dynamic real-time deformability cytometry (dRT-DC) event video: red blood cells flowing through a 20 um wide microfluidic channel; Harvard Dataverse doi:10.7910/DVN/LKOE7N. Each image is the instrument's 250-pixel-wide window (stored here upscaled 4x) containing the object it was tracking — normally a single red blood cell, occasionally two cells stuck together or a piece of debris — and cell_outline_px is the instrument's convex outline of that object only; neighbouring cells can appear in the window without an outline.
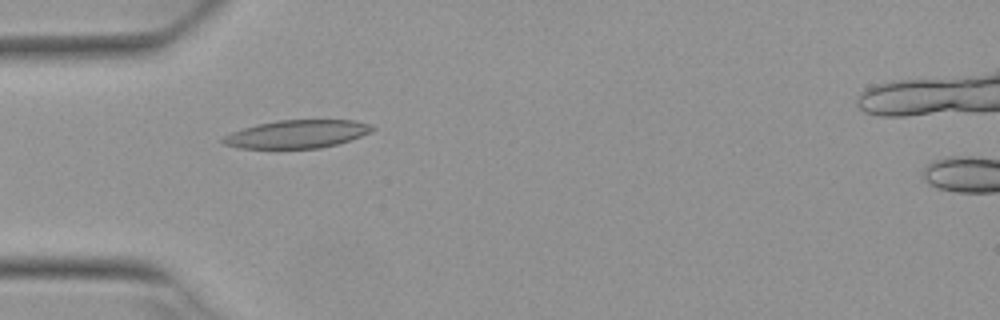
{"species": "Egyptian fruit bat (a non-hibernating species)", "species_latin": "Rousettus aegyptiacus", "temperature_condition": "warm", "stored_images_in_passage": 4, "camera_frame_rate_fps": 3000, "um_per_image_px": 0.085, "animal": {"sex": "female"}, "frame": {"image": 1, "passage_image": 3, "time_ms": 0.667, "image_size_px": [1000, 320], "cell_outline_px": [[376, 128], [372, 132], [336, 144], [320, 148], [240, 148], [224, 144], [220, 140], [224, 136], [232, 132], [256, 124], [276, 120], [352, 120], [372, 124]], "centroid_in_image_um": [25.26, 11.39], "position_along_channel_um": 59.7, "area_um2": 24.33}}
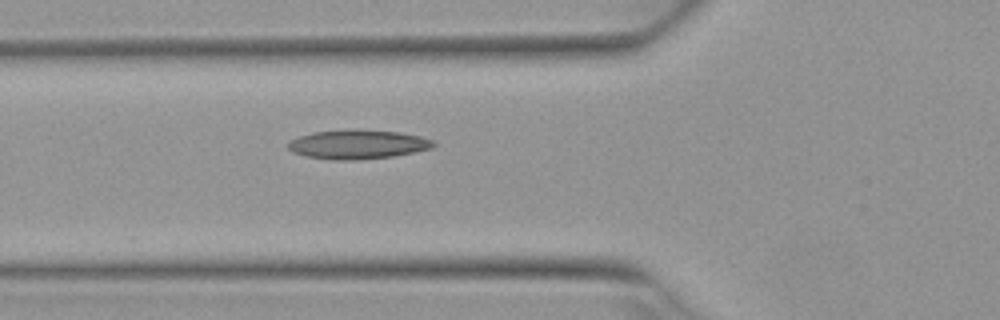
{"frame": {"image": 2, "passage_image": 4, "time_ms": 1.0, "image_size_px": [1000, 320], "cell_outline_px": [[436, 144], [432, 148], [392, 156], [356, 160], [332, 160], [308, 156], [292, 152], [288, 148], [288, 144], [292, 140], [300, 136], [312, 132], [400, 132], [420, 136], [432, 140]], "centroid_in_image_um": [30.42, 12.32], "position_along_channel_um": 95.4, "area_um2": 23.47}}